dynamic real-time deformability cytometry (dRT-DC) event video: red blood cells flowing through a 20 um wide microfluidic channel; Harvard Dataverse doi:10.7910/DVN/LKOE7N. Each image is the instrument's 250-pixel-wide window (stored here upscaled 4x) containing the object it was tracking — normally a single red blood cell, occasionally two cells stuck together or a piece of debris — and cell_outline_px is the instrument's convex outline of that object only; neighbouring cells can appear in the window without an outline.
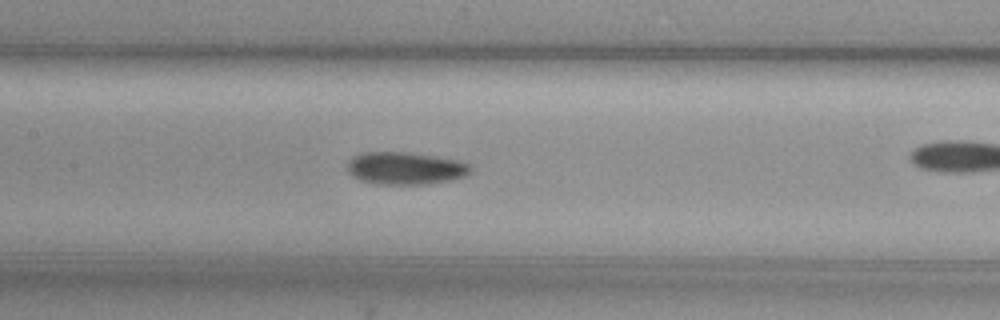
{"species": "common noctule bat (a hibernating species)", "species_latin": "Nyctalus noctula", "temperature_condition": "cold", "stored_images_in_passage": 44, "camera_frame_rate_fps": 3000, "um_per_image_px": 0.085, "animal": {"sex": "female", "body_mass_g": 29.2, "forearm_length_mm": 56.3}, "frame": {"image": 1, "passage_image": 26, "time_ms": 8.333, "image_size_px": [1000, 320], "cell_outline_px": [[472, 172], [468, 176], [452, 180], [428, 184], [376, 184], [360, 180], [352, 176], [348, 172], [348, 160], [352, 156], [364, 152], [400, 152], [432, 156], [456, 160], [468, 164], [472, 168]], "centroid_in_image_um": [34.45, 14.32], "position_along_channel_um": 172.9, "area_um2": 23.35}}